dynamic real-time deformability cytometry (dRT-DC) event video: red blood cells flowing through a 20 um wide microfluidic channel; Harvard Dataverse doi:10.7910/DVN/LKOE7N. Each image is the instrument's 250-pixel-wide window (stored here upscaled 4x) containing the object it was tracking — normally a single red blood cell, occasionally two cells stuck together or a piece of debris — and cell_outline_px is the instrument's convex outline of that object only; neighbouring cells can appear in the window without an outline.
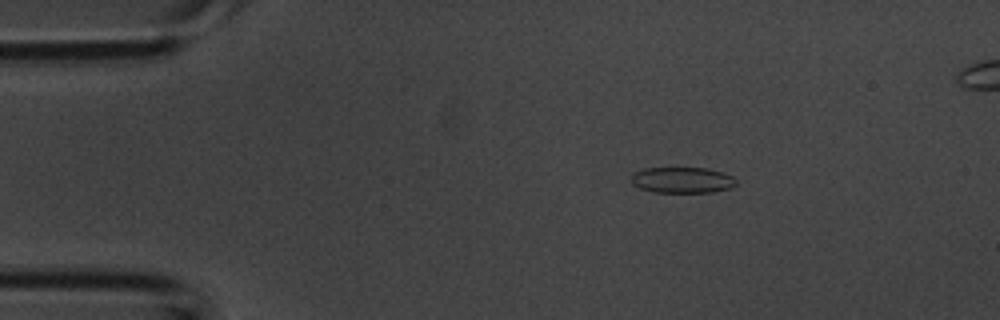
{"species": "common noctule bat (a hibernating species)", "species_latin": "Nyctalus noctula", "temperature_condition": "room temperature", "stored_images_in_passage": 14, "camera_frame_rate_fps": 3000, "um_per_image_px": 0.085, "animal": {"sex": "male", "body_mass_g": 20.1, "forearm_length_mm": 53.5}, "frame": {"image": 1, "passage_image": 7, "time_ms": 2.0, "image_size_px": [1000, 320], "cell_outline_px": [[736, 184], [732, 188], [712, 192], [652, 192], [640, 188], [632, 184], [632, 172], [644, 168], [708, 168], [732, 176], [736, 180]], "centroid_in_image_um": [57.98, 15.3], "position_along_channel_um": 27.0, "area_um2": 15.9}}
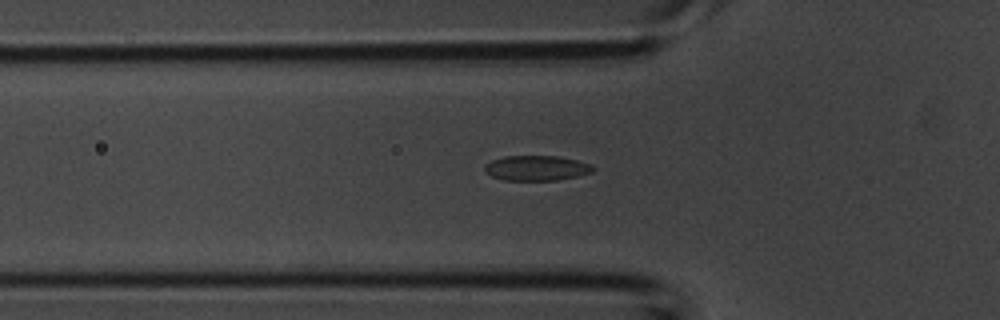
{"frame": {"image": 2, "passage_image": 14, "time_ms": 4.333, "image_size_px": [1000, 320], "cell_outline_px": [[596, 168], [592, 172], [576, 176], [556, 180], [504, 180], [492, 176], [484, 172], [484, 164], [492, 160], [504, 156], [556, 156], [576, 160], [592, 164]], "centroid_in_image_um": [45.58, 14.28], "position_along_channel_um": 80.2, "area_um2": 15.84}}